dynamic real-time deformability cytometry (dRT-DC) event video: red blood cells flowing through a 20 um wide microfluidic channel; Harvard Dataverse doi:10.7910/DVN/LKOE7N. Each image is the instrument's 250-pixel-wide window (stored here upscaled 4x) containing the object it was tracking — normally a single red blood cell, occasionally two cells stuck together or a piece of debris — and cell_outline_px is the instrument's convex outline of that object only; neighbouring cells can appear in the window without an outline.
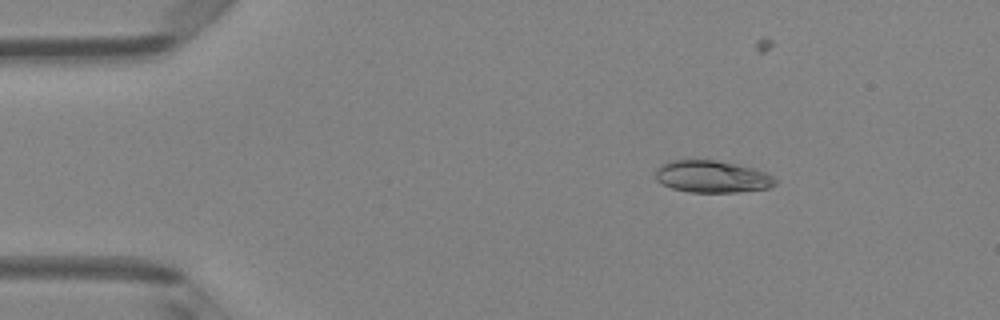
{"species": "Egyptian fruit bat (a non-hibernating species)", "species_latin": "Rousettus aegyptiacus", "temperature_condition": "room temperature", "stored_images_in_passage": 5, "camera_frame_rate_fps": 3000, "um_per_image_px": 0.085, "animal": {"sex": "female"}, "frame": {"image": 1, "passage_image": 3, "time_ms": 2.333, "image_size_px": [1000, 320], "cell_outline_px": [[776, 184], [768, 188], [736, 192], [692, 192], [672, 188], [656, 180], [656, 168], [660, 164], [668, 160], [712, 160], [736, 164], [752, 168], [764, 172], [772, 176], [776, 180]], "centroid_in_image_um": [60.49, 15.01], "position_along_channel_um": 24.5, "area_um2": 22.2}}
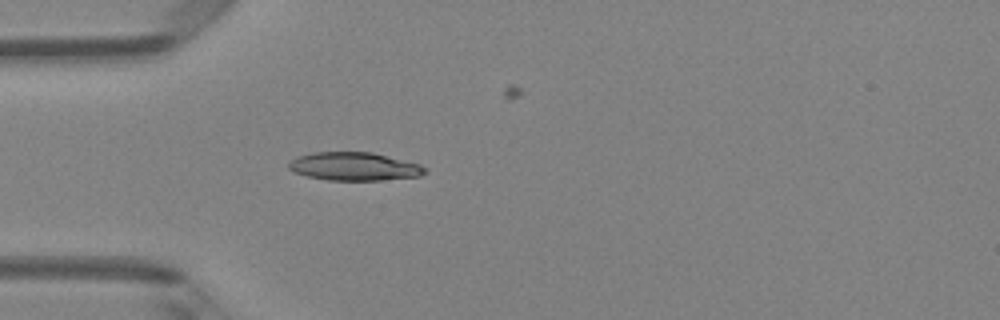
{"frame": {"image": 2, "passage_image": 5, "time_ms": 4.667, "image_size_px": [1000, 320], "cell_outline_px": [[428, 172], [420, 176], [380, 180], [328, 180], [308, 176], [292, 172], [288, 168], [288, 164], [296, 156], [312, 152], [372, 152], [420, 164], [428, 168]], "centroid_in_image_um": [30.12, 14.14], "position_along_channel_um": 54.9, "area_um2": 22.54}}